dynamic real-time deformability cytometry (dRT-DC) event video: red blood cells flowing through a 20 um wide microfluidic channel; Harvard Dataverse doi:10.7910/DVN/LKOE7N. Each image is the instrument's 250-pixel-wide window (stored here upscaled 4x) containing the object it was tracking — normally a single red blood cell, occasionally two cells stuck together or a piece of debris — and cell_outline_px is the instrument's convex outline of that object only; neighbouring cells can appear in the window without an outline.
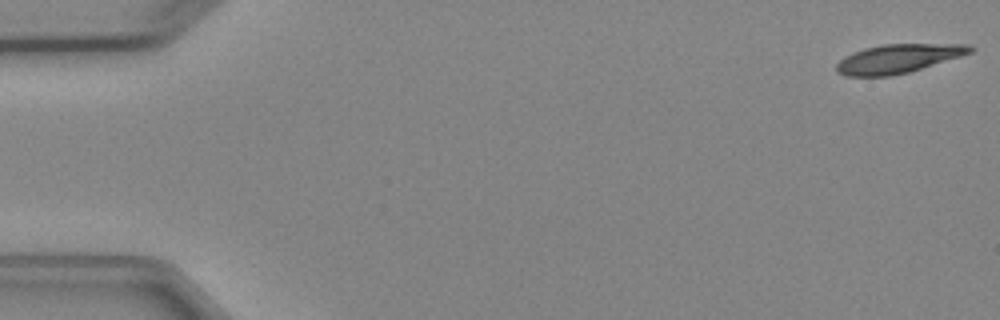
{"species": "Egyptian fruit bat (a non-hibernating species)", "species_latin": "Rousettus aegyptiacus", "temperature_condition": "cold", "stored_images_in_passage": 5, "camera_frame_rate_fps": 3000, "um_per_image_px": 0.085, "animal": {"sex": "female"}, "frame": {"image": 1, "passage_image": 1, "time_ms": 0.0, "image_size_px": [1000, 320], "cell_outline_px": [[976, 48], [972, 52], [960, 56], [908, 72], [892, 76], [848, 76], [840, 72], [836, 68], [836, 64], [844, 56], [852, 52], [864, 48], [884, 44], [972, 44]], "centroid_in_image_um": [76.36, 4.97], "position_along_channel_um": 8.6, "area_um2": 22.31}}
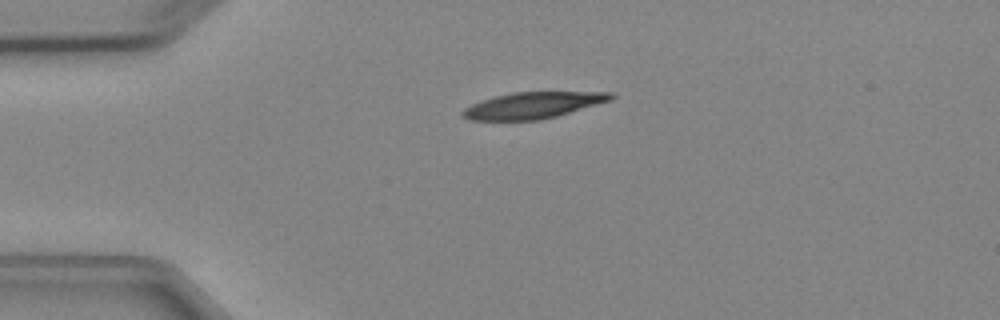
{"frame": {"image": 2, "passage_image": 4, "time_ms": 3.667, "image_size_px": [1000, 320], "cell_outline_px": [[616, 96], [612, 100], [556, 116], [540, 120], [468, 120], [460, 116], [460, 112], [464, 108], [480, 100], [512, 92], [612, 92]], "centroid_in_image_um": [45.27, 8.95], "position_along_channel_um": 39.7, "area_um2": 22.83}}